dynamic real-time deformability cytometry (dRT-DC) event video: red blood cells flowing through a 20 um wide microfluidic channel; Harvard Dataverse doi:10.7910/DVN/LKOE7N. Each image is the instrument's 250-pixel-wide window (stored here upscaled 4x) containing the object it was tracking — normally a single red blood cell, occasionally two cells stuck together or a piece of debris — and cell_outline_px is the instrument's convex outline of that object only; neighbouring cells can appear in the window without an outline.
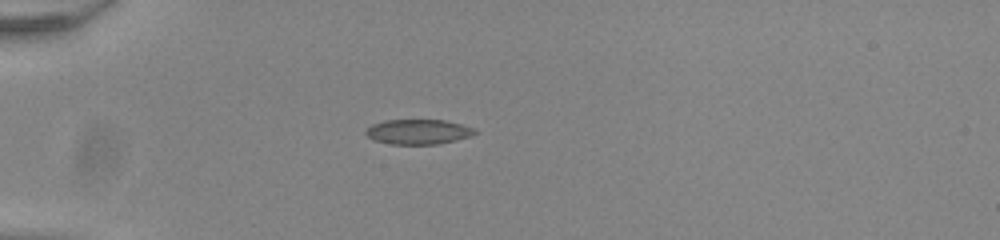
{"species": "common noctule bat (a hibernating species)", "species_latin": "Nyctalus noctula", "temperature_condition": "room temperature", "stored_images_in_passage": 39, "camera_frame_rate_fps": 3000, "um_per_image_px": 0.085, "animal": {"sex": "male", "body_mass_g": 20.0, "forearm_length_mm": 53.3}, "frame": {"image": 1, "passage_image": 1, "time_ms": 0.0, "image_size_px": [1000, 240], "cell_outline_px": [[480, 132], [472, 136], [440, 144], [392, 144], [376, 140], [368, 136], [364, 132], [372, 124], [384, 120], [444, 120], [460, 124], [472, 128]], "centroid_in_image_um": [35.58, 11.2], "position_along_channel_um": 49.4, "area_um2": 15.78}}
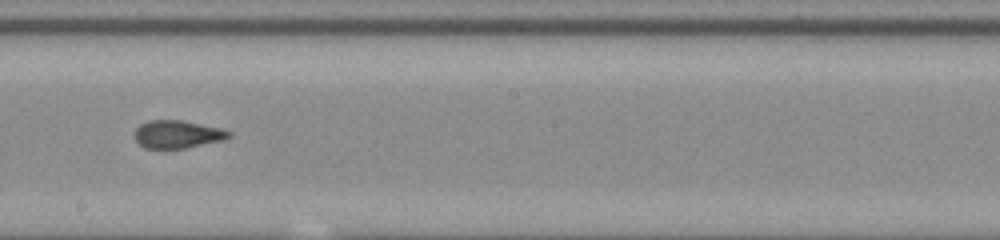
{"frame": {"image": 2, "passage_image": 17, "time_ms": 5.333, "image_size_px": [1000, 240], "cell_outline_px": [[232, 136], [220, 140], [184, 148], [144, 148], [132, 136], [136, 128], [140, 124], [148, 120], [184, 120], [220, 128], [232, 132]], "centroid_in_image_um": [15.03, 11.39], "position_along_channel_um": 233.2, "area_um2": 15.26}}
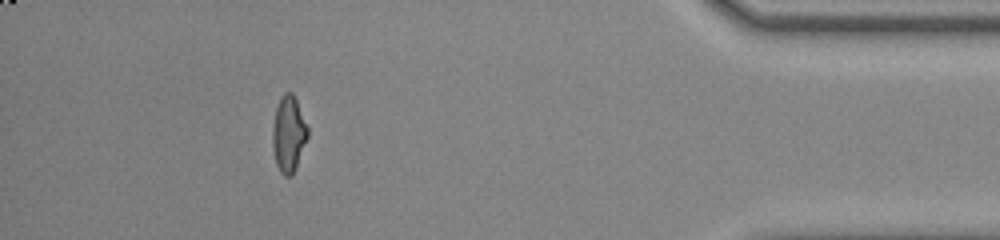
{"frame": {"image": 3, "passage_image": 34, "time_ms": 11.0, "image_size_px": [1000, 240], "cell_outline_px": [[308, 136], [296, 168], [292, 176], [284, 176], [280, 172], [276, 164], [272, 148], [272, 128], [276, 108], [280, 96], [284, 92], [292, 92], [296, 100], [308, 128]], "centroid_in_image_um": [24.51, 11.4], "position_along_channel_um": 410.7, "area_um2": 15.66}, "authors_computed_cell_mechanics": {"area_um2": 15.5482, "velocity_mm_per_s": 3.9128, "shape_relaxation_time_tau1_ms": null, "shape_relaxation_time_tau2_ms": 1.2017, "deformation_change_tau1": null, "deformation_change_tau2": 0.0665}}